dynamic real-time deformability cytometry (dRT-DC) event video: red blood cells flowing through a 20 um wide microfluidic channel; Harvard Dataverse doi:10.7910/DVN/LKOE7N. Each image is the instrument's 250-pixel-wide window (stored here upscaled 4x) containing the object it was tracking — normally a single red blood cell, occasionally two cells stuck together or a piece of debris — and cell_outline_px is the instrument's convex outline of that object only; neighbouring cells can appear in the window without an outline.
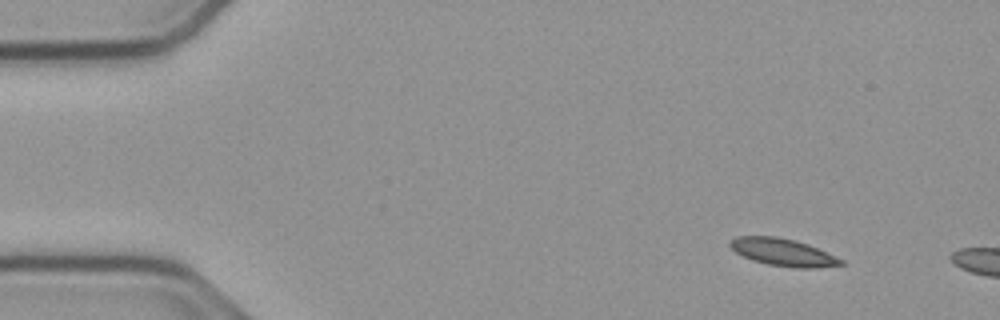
{"species": "common noctule bat (a hibernating species)", "species_latin": "Nyctalus noctula", "temperature_condition": "cold", "stored_images_in_passage": 5, "camera_frame_rate_fps": 3000, "um_per_image_px": 0.085, "animal": {"sex": "male", "body_mass_g": 23.1, "forearm_length_mm": 52.7}, "frame": {"image": 1, "passage_image": 1, "time_ms": 0.0, "image_size_px": [1000, 320], "cell_outline_px": [[844, 264], [820, 268], [792, 268], [768, 264], [752, 260], [736, 252], [728, 244], [736, 236], [776, 236], [808, 244], [844, 260]], "centroid_in_image_um": [66.57, 21.45], "position_along_channel_um": 18.4, "area_um2": 17.57}}